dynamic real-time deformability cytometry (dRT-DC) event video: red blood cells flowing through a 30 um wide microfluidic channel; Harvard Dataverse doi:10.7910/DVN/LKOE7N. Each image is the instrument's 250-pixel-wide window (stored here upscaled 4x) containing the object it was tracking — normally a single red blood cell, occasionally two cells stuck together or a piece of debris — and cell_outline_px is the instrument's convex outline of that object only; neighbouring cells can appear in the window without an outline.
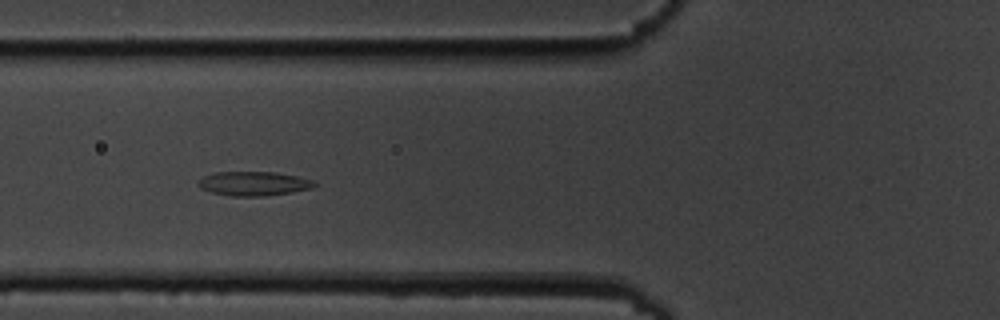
{"species": "common noctule bat (a hibernating species)", "species_latin": "Nyctalus noctula", "temperature_condition": "cold", "stored_images_in_passage": 7, "camera_frame_rate_fps": 3000, "um_per_image_px": 0.085, "animal": {"sex": "male", "body_mass_g": 19.5, "forearm_length_mm": 54.6}, "frame": {"image": 1, "passage_image": 7, "time_ms": 7.0, "image_size_px": [1000, 320], "cell_outline_px": [[316, 184], [312, 188], [292, 192], [264, 196], [228, 196], [212, 192], [200, 188], [196, 184], [196, 180], [204, 176], [216, 172], [276, 172], [296, 176], [312, 180]], "centroid_in_image_um": [21.51, 15.6], "position_along_channel_um": 104.3, "area_um2": 16.42}}